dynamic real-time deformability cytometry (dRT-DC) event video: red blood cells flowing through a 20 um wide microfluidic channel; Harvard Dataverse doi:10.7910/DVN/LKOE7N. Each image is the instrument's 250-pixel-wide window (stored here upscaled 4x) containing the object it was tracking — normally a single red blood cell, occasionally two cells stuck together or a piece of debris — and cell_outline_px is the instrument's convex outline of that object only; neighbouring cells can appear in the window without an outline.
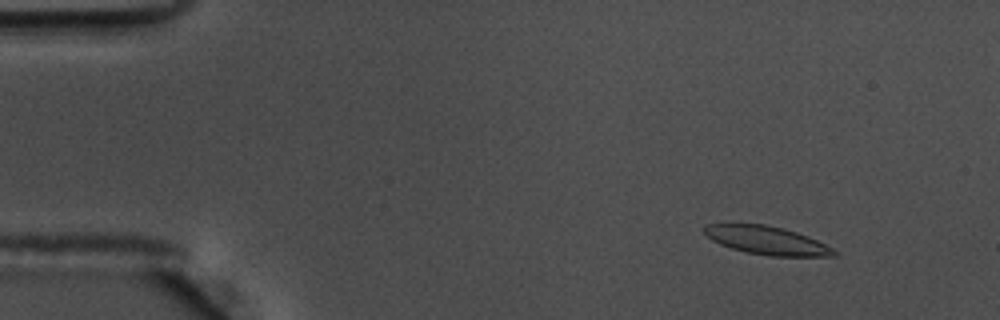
{"species": "common noctule bat (a hibernating species)", "species_latin": "Nyctalus noctula", "temperature_condition": "warm", "stored_images_in_passage": 44, "camera_frame_rate_fps": 3000, "um_per_image_px": 0.085, "animal": {"sex": "male", "body_mass_g": 17.5, "forearm_length_mm": 52.3}, "frame": {"image": 1, "passage_image": 7, "time_ms": 2.0, "image_size_px": [1000, 320], "cell_outline_px": [[836, 256], [768, 256], [744, 252], [720, 244], [712, 240], [704, 232], [704, 224], [764, 224], [784, 228], [808, 236], [832, 248], [836, 252]], "centroid_in_image_um": [65.16, 20.43], "position_along_channel_um": 19.8, "area_um2": 21.27}}
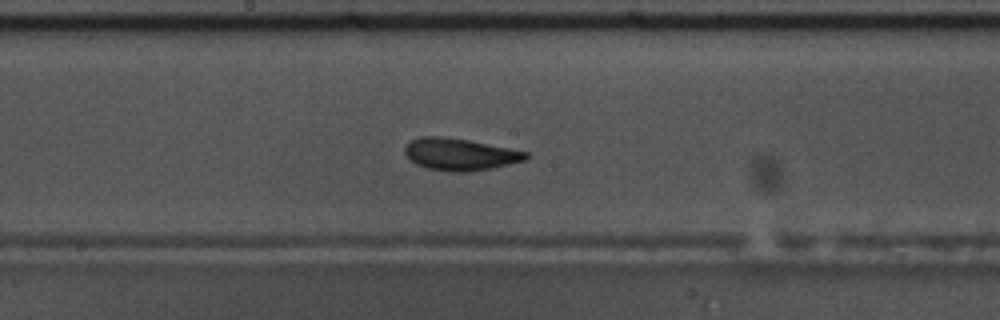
{"frame": {"image": 2, "passage_image": 31, "time_ms": 10.0, "image_size_px": [1000, 320], "cell_outline_px": [[528, 156], [524, 160], [492, 168], [468, 172], [452, 172], [428, 168], [416, 164], [404, 152], [404, 148], [412, 140], [420, 136], [444, 136], [468, 140], [528, 152]], "centroid_in_image_um": [39.08, 13.11], "position_along_channel_um": 209.1, "area_um2": 22.31}}
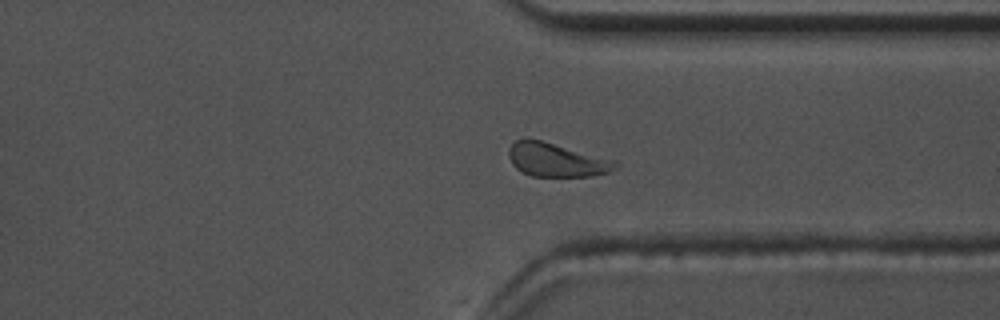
{"frame": {"image": 3, "passage_image": 44, "time_ms": 14.333, "image_size_px": [1000, 320], "cell_outline_px": [[620, 168], [612, 172], [592, 176], [532, 176], [520, 172], [512, 164], [508, 156], [508, 148], [516, 140], [540, 140], [616, 160], [620, 164]], "centroid_in_image_um": [47.36, 13.62], "position_along_channel_um": 364.0, "area_um2": 21.04}}